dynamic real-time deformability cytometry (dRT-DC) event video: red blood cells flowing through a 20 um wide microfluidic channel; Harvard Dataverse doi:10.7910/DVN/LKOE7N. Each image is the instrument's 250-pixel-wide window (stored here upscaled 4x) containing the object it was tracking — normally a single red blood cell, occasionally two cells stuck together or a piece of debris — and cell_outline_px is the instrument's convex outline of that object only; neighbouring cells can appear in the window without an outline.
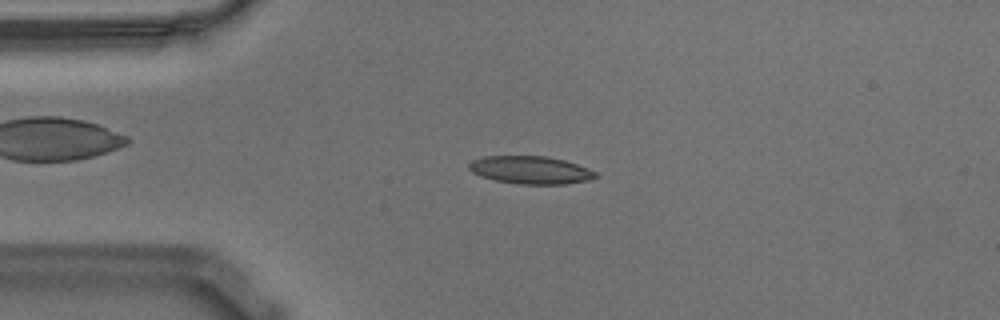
{"species": "Egyptian fruit bat (a non-hibernating species)", "species_latin": "Rousettus aegyptiacus", "temperature_condition": "warm", "stored_images_in_passage": 55, "camera_frame_rate_fps": 3000, "um_per_image_px": 0.085, "animal": {"sex": "male"}, "frame": {"image": 1, "passage_image": 12, "time_ms": 3.667, "image_size_px": [1000, 320], "cell_outline_px": [[600, 176], [588, 180], [564, 184], [516, 184], [496, 180], [480, 176], [472, 172], [468, 168], [468, 164], [472, 160], [484, 156], [548, 156], [564, 160], [588, 168], [596, 172]], "centroid_in_image_um": [45.09, 14.45], "position_along_channel_um": 39.9, "area_um2": 20.58}}
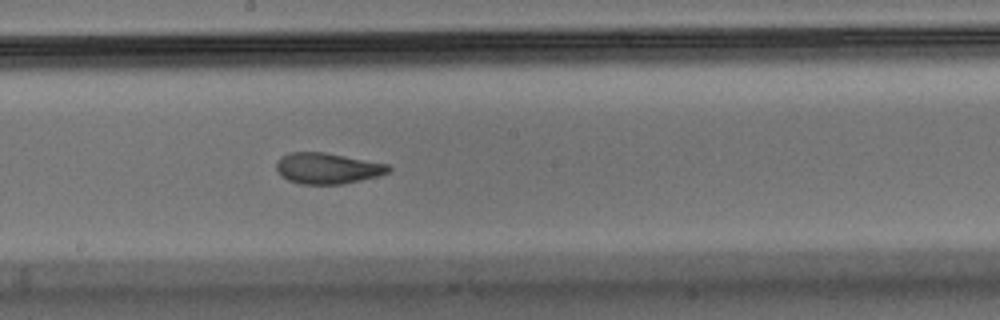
{"frame": {"image": 2, "passage_image": 29, "time_ms": 9.333, "image_size_px": [1000, 320], "cell_outline_px": [[392, 168], [388, 172], [380, 176], [344, 184], [300, 184], [288, 180], [280, 176], [276, 168], [276, 164], [280, 156], [288, 152], [324, 152], [388, 164]], "centroid_in_image_um": [27.82, 14.31], "position_along_channel_um": 220.4, "area_um2": 20.4}}
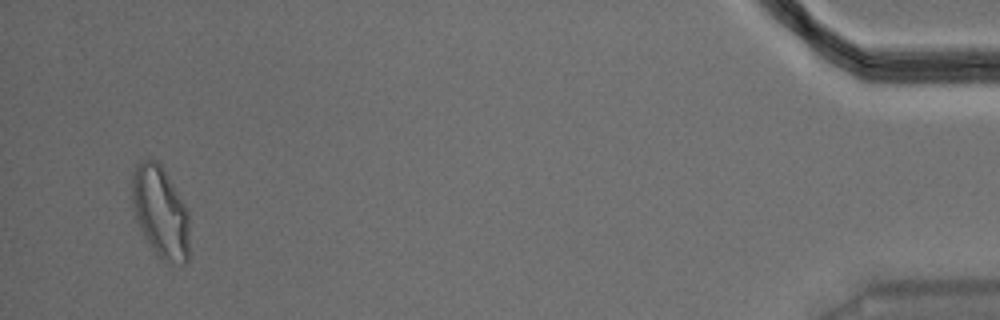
{"frame": {"image": 3, "passage_image": 53, "time_ms": 17.333, "image_size_px": [1000, 320], "cell_outline_px": [[188, 260], [184, 264], [160, 260], [144, 236], [136, 220], [132, 208], [132, 176], [136, 164], [148, 156], [156, 160], [160, 164], [188, 208]], "centroid_in_image_um": [13.62, 17.99], "position_along_channel_um": 421.6, "area_um2": 30.81}, "authors_computed_cell_mechanics": {"area_um2": 20.808, "velocity_mm_per_s": 3.5593, "shape_relaxation_time_tau1_ms": null, "shape_relaxation_time_tau2_ms": 1.7453, "deformation_change_tau1": null, "deformation_change_tau2": 0.0869}}